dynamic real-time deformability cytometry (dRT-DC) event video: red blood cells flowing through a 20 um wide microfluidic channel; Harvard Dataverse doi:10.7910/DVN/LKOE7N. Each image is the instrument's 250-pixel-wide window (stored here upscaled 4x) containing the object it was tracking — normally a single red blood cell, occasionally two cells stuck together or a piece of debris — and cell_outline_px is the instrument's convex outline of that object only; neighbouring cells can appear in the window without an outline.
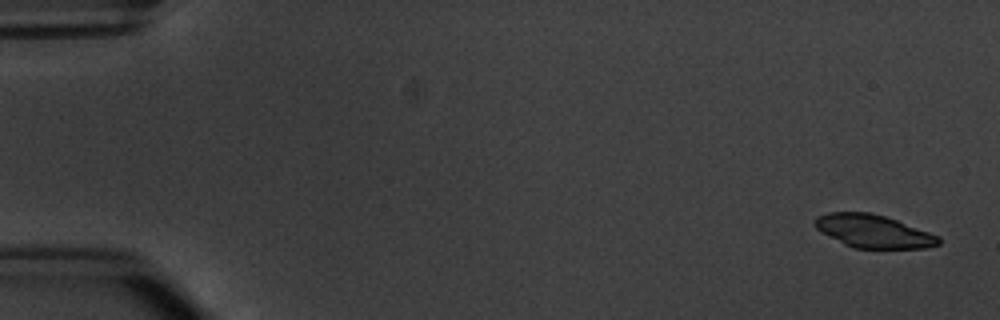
{"species": "common noctule bat (a hibernating species)", "species_latin": "Nyctalus noctula", "temperature_condition": "warm", "stored_images_in_passage": 5, "camera_frame_rate_fps": 3000, "um_per_image_px": 0.085, "animal": {"sex": "male", "body_mass_g": 20.1, "forearm_length_mm": 53.5}, "frame": {"image": 1, "passage_image": 1, "time_ms": 0.0, "image_size_px": [1000, 320], "cell_outline_px": [[940, 244], [924, 248], [856, 248], [844, 244], [816, 228], [816, 216], [828, 212], [868, 212], [884, 216], [896, 220], [940, 236]], "centroid_in_image_um": [74.26, 19.65], "position_along_channel_um": 10.7, "area_um2": 23.41}}